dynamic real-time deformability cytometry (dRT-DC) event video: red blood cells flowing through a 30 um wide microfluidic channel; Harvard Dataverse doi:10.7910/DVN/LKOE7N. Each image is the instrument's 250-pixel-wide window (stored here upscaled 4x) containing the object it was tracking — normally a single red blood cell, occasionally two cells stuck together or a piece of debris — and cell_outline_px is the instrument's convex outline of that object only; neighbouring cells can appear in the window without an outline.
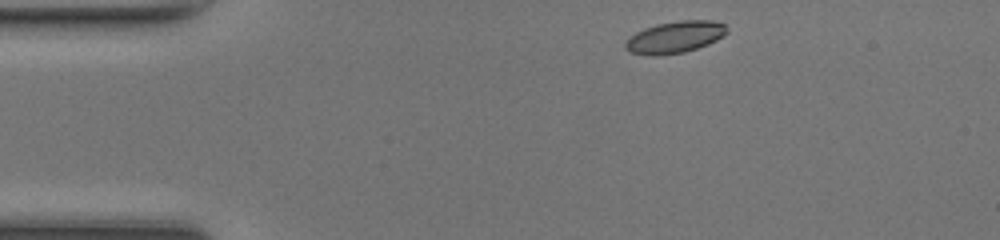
{"species": "common noctule bat (a hibernating species)", "species_latin": "Nyctalus noctula", "temperature_condition": "room temperature", "stored_images_in_passage": 41, "camera_frame_rate_fps": 3000, "um_per_image_px": 0.085, "animal": {"sex": "female", "body_mass_g": 17.0, "forearm_length_mm": 48.0}, "frame": {"image": 1, "passage_image": 1, "time_ms": 0.0, "image_size_px": [1000, 240], "cell_outline_px": [[728, 32], [724, 36], [708, 44], [684, 52], [656, 56], [652, 56], [628, 52], [624, 48], [624, 44], [636, 32], [644, 28], [656, 24], [680, 20], [712, 20], [724, 24]], "centroid_in_image_um": [57.36, 3.16], "position_along_channel_um": 27.6, "area_um2": 18.84}}
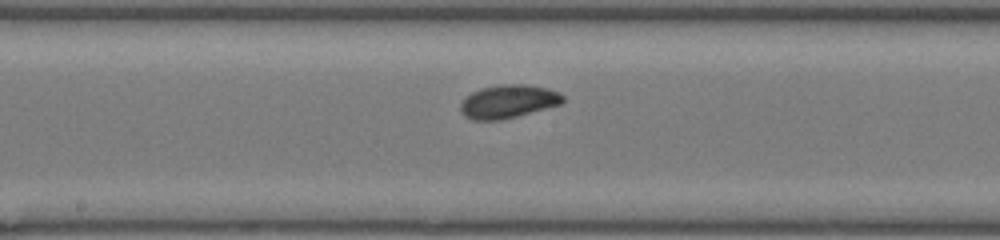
{"frame": {"image": 2, "passage_image": 18, "time_ms": 5.667, "image_size_px": [1000, 240], "cell_outline_px": [[564, 100], [560, 104], [516, 116], [500, 120], [472, 120], [464, 116], [460, 112], [460, 104], [472, 92], [480, 88], [500, 84], [524, 84], [548, 88], [560, 92], [564, 96]], "centroid_in_image_um": [43.19, 8.62], "position_along_channel_um": 205.0, "area_um2": 19.83}}
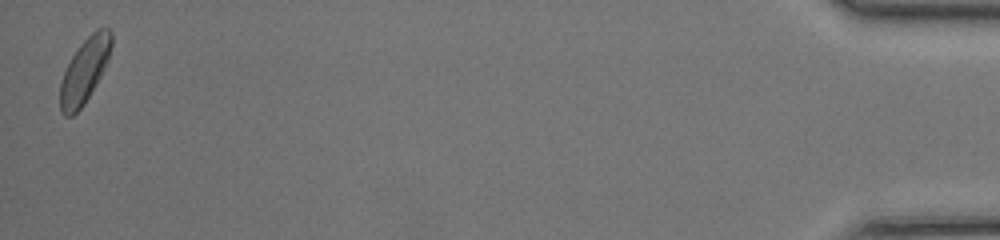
{"frame": {"image": 3, "passage_image": 41, "time_ms": 13.333, "image_size_px": [1000, 240], "cell_outline_px": [[112, 44], [108, 60], [96, 84], [84, 104], [72, 116], [64, 116], [60, 112], [60, 84], [64, 72], [72, 56], [80, 44], [96, 28], [108, 28], [112, 32]], "centroid_in_image_um": [7.19, 6.0], "position_along_channel_um": 428.0, "area_um2": 19.13}, "authors_computed_cell_mechanics": {"area_um2": 19.074, "velocity_mm_per_s": 4.2244, "shape_relaxation_time_tau1_ms": 2.0669, "shape_relaxation_time_tau2_ms": 2.0275, "deformation_change_tau1": 0.0735, "deformation_change_tau2": 0.0653}}